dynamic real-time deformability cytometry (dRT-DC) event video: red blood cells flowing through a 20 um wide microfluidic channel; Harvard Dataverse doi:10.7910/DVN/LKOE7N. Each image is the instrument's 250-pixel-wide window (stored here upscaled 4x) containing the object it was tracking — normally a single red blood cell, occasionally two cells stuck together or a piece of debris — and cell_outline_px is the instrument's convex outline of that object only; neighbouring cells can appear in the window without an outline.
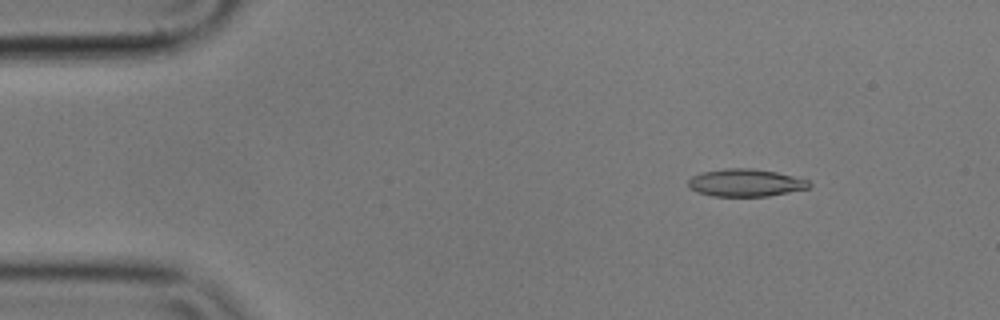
{"species": "common noctule bat (a hibernating species)", "species_latin": "Nyctalus noctula", "temperature_condition": "cold", "stored_images_in_passage": 22, "camera_frame_rate_fps": 3000, "um_per_image_px": 0.085, "animal": {"sex": "male", "body_mass_g": 17.9}, "frame": {"image": 1, "passage_image": 7, "time_ms": 2.0, "image_size_px": [1000, 320], "cell_outline_px": [[812, 184], [808, 188], [768, 196], [712, 196], [688, 188], [688, 180], [692, 176], [700, 172], [724, 168], [748, 168], [776, 172], [808, 180]], "centroid_in_image_um": [63.33, 15.53], "position_along_channel_um": 21.7, "area_um2": 19.31}}
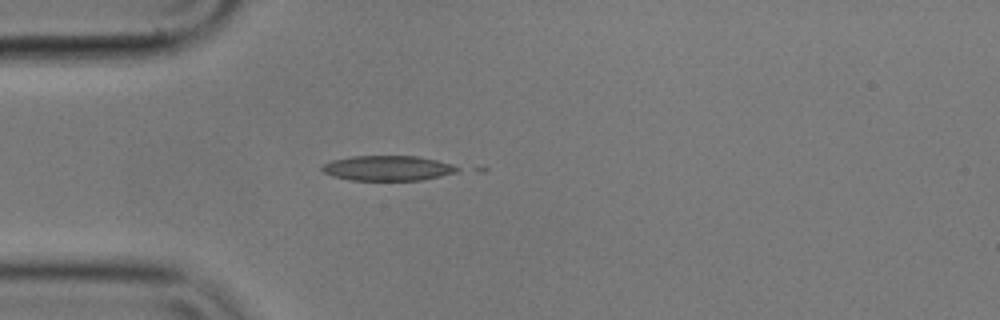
{"frame": {"image": 2, "passage_image": 15, "time_ms": 4.667, "image_size_px": [1000, 320], "cell_outline_px": [[460, 168], [456, 172], [440, 176], [420, 180], [352, 180], [332, 176], [324, 172], [320, 168], [324, 164], [332, 160], [352, 156], [416, 156], [436, 160], [452, 164]], "centroid_in_image_um": [32.94, 14.29], "position_along_channel_um": 52.1, "area_um2": 19.59}}
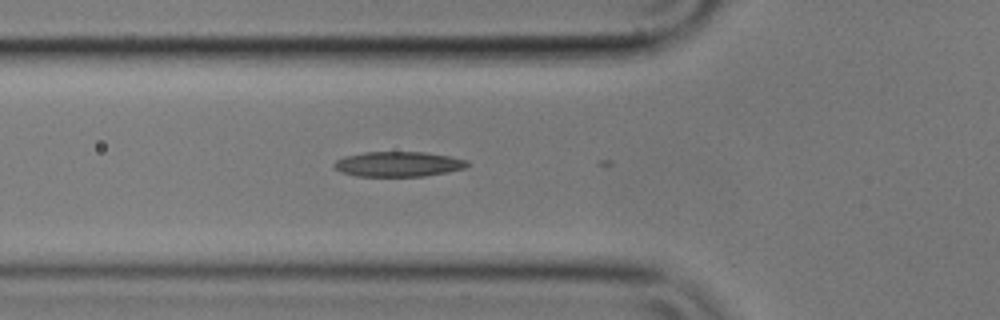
{"frame": {"image": 3, "passage_image": 19, "time_ms": 6.0, "image_size_px": [1000, 320], "cell_outline_px": [[468, 168], [448, 172], [424, 176], [356, 176], [340, 172], [332, 164], [336, 160], [344, 156], [364, 152], [424, 152], [448, 156], [468, 160]], "centroid_in_image_um": [33.85, 13.95], "position_along_channel_um": 91.9, "area_um2": 19.54}}